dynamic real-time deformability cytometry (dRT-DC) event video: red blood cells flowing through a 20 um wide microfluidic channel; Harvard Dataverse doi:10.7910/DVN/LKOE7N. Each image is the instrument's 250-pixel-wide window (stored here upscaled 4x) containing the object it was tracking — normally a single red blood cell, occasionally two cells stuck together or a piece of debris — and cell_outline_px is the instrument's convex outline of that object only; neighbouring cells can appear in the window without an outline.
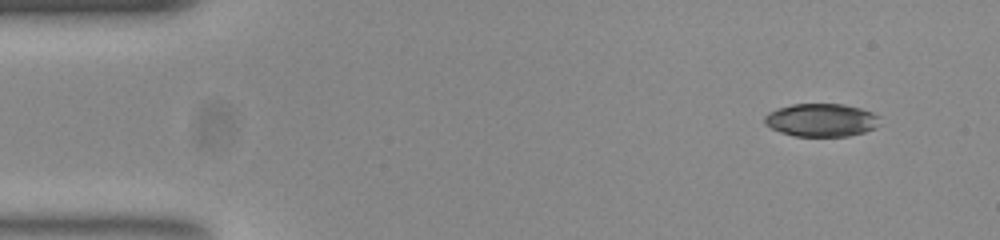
{"species": "common noctule bat (a hibernating species)", "species_latin": "Nyctalus noctula", "temperature_condition": "room temperature", "stored_images_in_passage": 49, "camera_frame_rate_fps": 3000, "um_per_image_px": 0.085, "animal": {"sex": "female", "body_mass_g": 23.0, "forearm_length_mm": 53.4}, "frame": {"image": 1, "passage_image": 1, "time_ms": 0.0, "image_size_px": [1000, 240], "cell_outline_px": [[880, 116], [876, 128], [864, 132], [848, 136], [796, 136], [780, 132], [764, 124], [764, 116], [768, 112], [792, 104], [844, 104], [860, 108], [872, 112]], "centroid_in_image_um": [69.81, 10.2], "position_along_channel_um": 15.2, "area_um2": 22.2}}
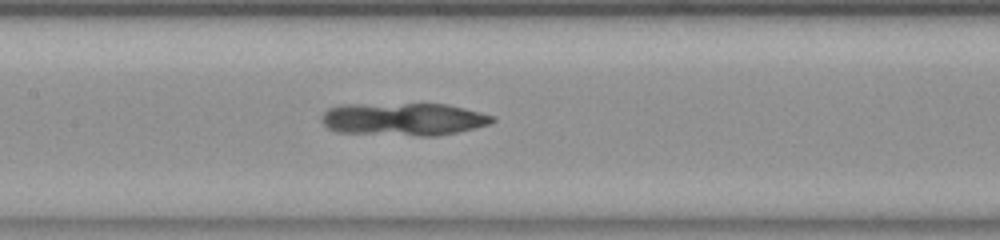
{"frame": {"image": 2, "passage_image": 21, "time_ms": 6.667, "image_size_px": [1000, 240], "cell_outline_px": [[496, 120], [492, 124], [476, 128], [436, 136], [420, 136], [336, 132], [328, 128], [320, 120], [320, 116], [328, 108], [340, 104], [448, 104], [496, 116]], "centroid_in_image_um": [34.31, 10.13], "position_along_channel_um": 173.1, "area_um2": 33.0}}
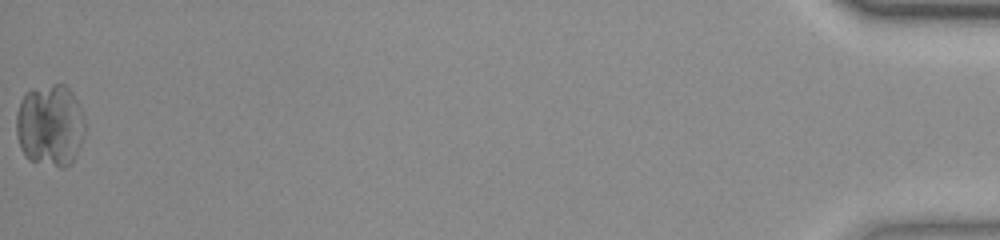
{"frame": {"image": 3, "passage_image": 49, "time_ms": 16.0, "image_size_px": [1000, 240], "cell_outline_px": [[84, 136], [72, 164], [64, 168], [60, 168], [28, 160], [24, 156], [20, 148], [16, 136], [16, 112], [20, 100], [24, 92], [32, 88], [52, 84], [64, 84], [72, 92], [84, 116]], "centroid_in_image_um": [4.23, 10.66], "position_along_channel_um": 431.0, "area_um2": 33.58}}